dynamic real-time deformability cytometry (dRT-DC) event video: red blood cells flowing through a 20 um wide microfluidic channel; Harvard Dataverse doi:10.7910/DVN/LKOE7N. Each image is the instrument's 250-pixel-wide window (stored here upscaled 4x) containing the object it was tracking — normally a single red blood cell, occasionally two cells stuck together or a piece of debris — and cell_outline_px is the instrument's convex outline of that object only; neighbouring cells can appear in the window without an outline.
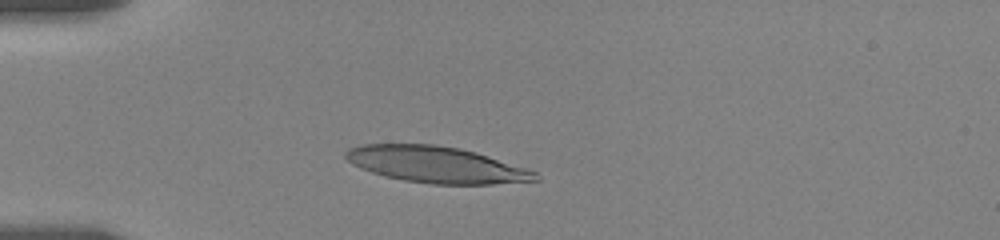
{"species": "human", "species_latin": "Homo sapiens", "temperature_condition": "room temperature", "stored_images_in_passage": 34, "camera_frame_rate_fps": 3000, "um_per_image_px": 0.085, "donor": {"sex": "female"}, "frame": {"image": 1, "passage_image": 1, "time_ms": 0.0, "image_size_px": [1000, 240], "cell_outline_px": [[540, 180], [492, 184], [432, 184], [404, 180], [384, 176], [360, 168], [352, 164], [344, 156], [344, 152], [348, 148], [360, 144], [436, 144], [460, 148], [476, 152], [536, 172], [540, 176]], "centroid_in_image_um": [37.04, 13.98], "position_along_channel_um": 48.0, "area_um2": 40.11}}
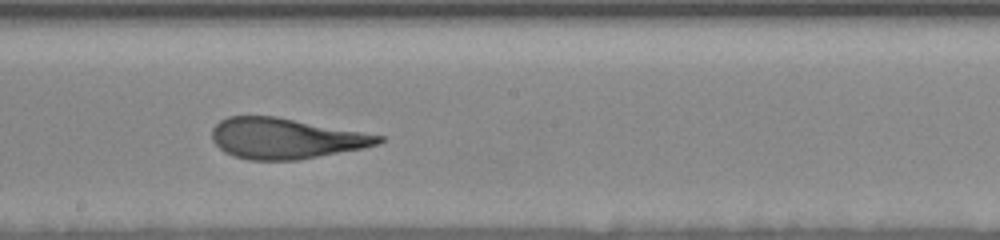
{"frame": {"image": 2, "passage_image": 18, "time_ms": 5.667, "image_size_px": [1000, 240], "cell_outline_px": [[384, 140], [380, 144], [364, 148], [296, 160], [248, 160], [232, 156], [224, 152], [212, 140], [212, 128], [220, 120], [228, 116], [276, 116], [384, 136]], "centroid_in_image_um": [24.26, 11.77], "position_along_channel_um": 223.9, "area_um2": 39.42}}
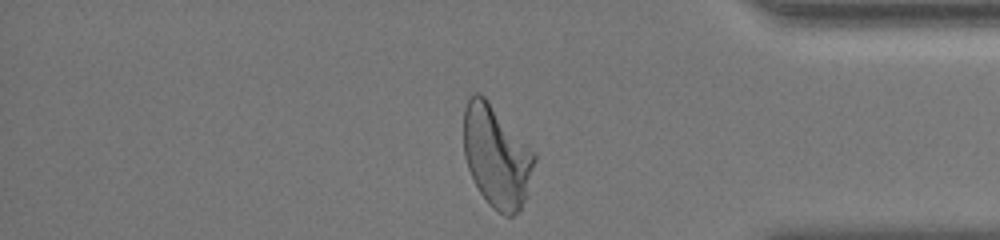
{"frame": {"image": 3, "passage_image": 33, "time_ms": 11.0, "image_size_px": [1000, 240], "cell_outline_px": [[536, 160], [524, 200], [520, 208], [512, 216], [504, 216], [492, 208], [488, 204], [480, 192], [468, 168], [464, 156], [464, 108], [472, 92], [476, 92], [484, 96], [536, 152]], "centroid_in_image_um": [42.21, 13.27], "position_along_channel_um": 393.0, "area_um2": 41.85}, "authors_computed_cell_mechanics": {"area_um2": 40.2866, "velocity_mm_per_s": 3.4857, "shape_relaxation_time_tau1_ms": 5.0023, "shape_relaxation_time_tau2_ms": 1.0742, "deformation_change_tau1": 0.2313, "deformation_change_tau2": 0.1031}}